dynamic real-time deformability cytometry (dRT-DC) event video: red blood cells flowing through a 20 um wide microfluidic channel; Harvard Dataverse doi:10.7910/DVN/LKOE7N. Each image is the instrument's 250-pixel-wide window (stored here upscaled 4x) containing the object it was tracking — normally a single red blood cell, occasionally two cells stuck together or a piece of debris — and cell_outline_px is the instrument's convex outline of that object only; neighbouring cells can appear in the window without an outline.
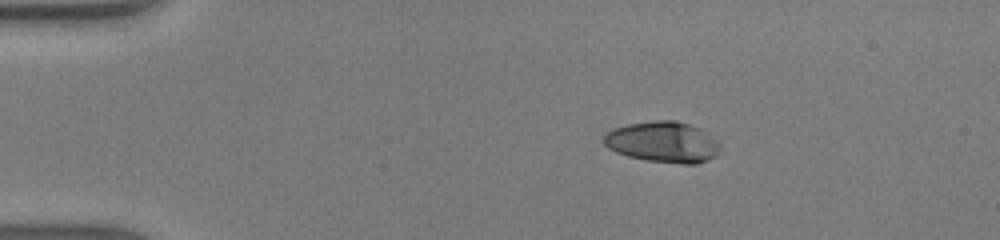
{"species": "human", "species_latin": "Homo sapiens", "temperature_condition": "warm", "stored_images_in_passage": 40, "camera_frame_rate_fps": 3000, "um_per_image_px": 0.085, "donor": {"sex": "male"}, "frame": {"image": 1, "passage_image": 1, "time_ms": 0.0, "image_size_px": [1000, 240], "cell_outline_px": [[720, 152], [716, 156], [708, 160], [696, 164], [684, 164], [648, 160], [628, 156], [616, 152], [608, 148], [604, 144], [604, 136], [612, 128], [628, 124], [656, 120], [676, 120], [700, 128], [708, 132], [720, 144]], "centroid_in_image_um": [56.38, 12.07], "position_along_channel_um": 28.6, "area_um2": 27.86}}
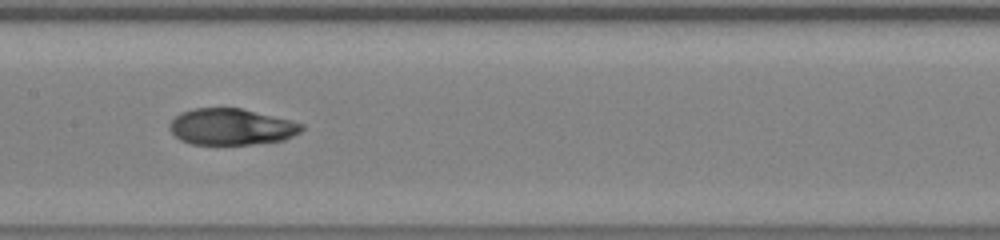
{"frame": {"image": 2, "passage_image": 17, "time_ms": 5.333, "image_size_px": [1000, 240], "cell_outline_px": [[304, 128], [300, 132], [284, 140], [252, 144], [192, 144], [180, 140], [168, 128], [168, 124], [180, 112], [192, 108], [240, 108], [292, 120], [304, 124]], "centroid_in_image_um": [19.66, 10.77], "position_along_channel_um": 187.7, "area_um2": 28.03}}
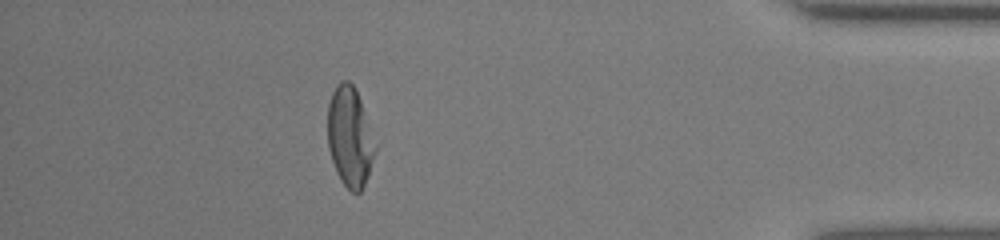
{"frame": {"image": 3, "passage_image": 35, "time_ms": 11.333, "image_size_px": [1000, 240], "cell_outline_px": [[380, 144], [368, 176], [360, 192], [352, 192], [340, 180], [336, 172], [328, 148], [328, 104], [332, 92], [340, 80], [348, 80], [356, 88]], "centroid_in_image_um": [29.8, 11.61], "position_along_channel_um": 405.4, "area_um2": 28.67}, "authors_computed_cell_mechanics": {"area_um2": 28.9, "velocity_mm_per_s": 4.3625, "shape_relaxation_time_tau1_ms": 4.6195, "shape_relaxation_time_tau2_ms": null, "deformation_change_tau1": 0.2584, "deformation_change_tau2": null}}